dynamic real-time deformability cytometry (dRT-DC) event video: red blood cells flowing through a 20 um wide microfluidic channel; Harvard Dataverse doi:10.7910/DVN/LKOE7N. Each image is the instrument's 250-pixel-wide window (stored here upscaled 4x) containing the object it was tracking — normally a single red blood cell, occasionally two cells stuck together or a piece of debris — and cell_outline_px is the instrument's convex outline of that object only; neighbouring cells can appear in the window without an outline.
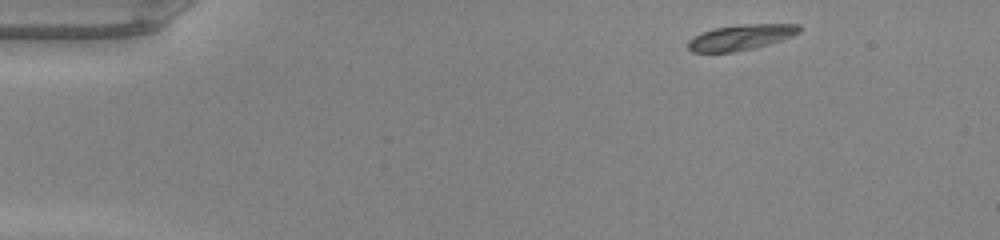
{"species": "common noctule bat (a hibernating species)", "species_latin": "Nyctalus noctula", "temperature_condition": "warm", "stored_images_in_passage": 43, "camera_frame_rate_fps": 3000, "um_per_image_px": 0.085, "animal": {"sex": "male", "body_mass_g": 20.0, "forearm_length_mm": 53.3}, "frame": {"image": 1, "passage_image": 1, "time_ms": 0.0, "image_size_px": [1000, 240], "cell_outline_px": [[800, 32], [792, 36], [756, 48], [732, 52], [692, 52], [688, 48], [688, 40], [692, 36], [712, 28], [748, 24], [800, 24]], "centroid_in_image_um": [62.95, 3.17], "position_along_channel_um": 22.1, "area_um2": 16.53}}
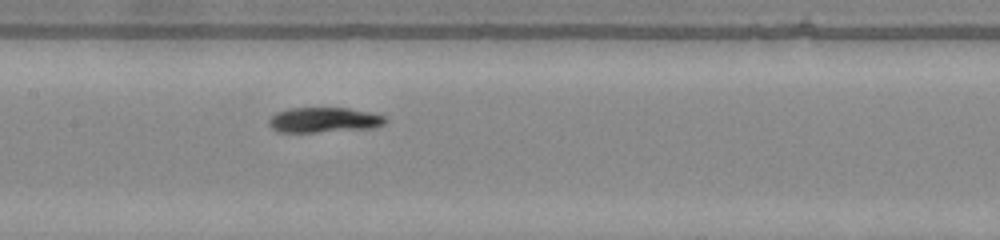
{"frame": {"image": 2, "passage_image": 19, "time_ms": 6.0, "image_size_px": [1000, 240], "cell_outline_px": [[388, 120], [384, 124], [376, 128], [316, 132], [276, 132], [268, 124], [268, 120], [276, 112], [288, 108], [348, 108], [368, 112], [384, 116]], "centroid_in_image_um": [27.52, 10.2], "position_along_channel_um": 179.9, "area_um2": 17.17}}
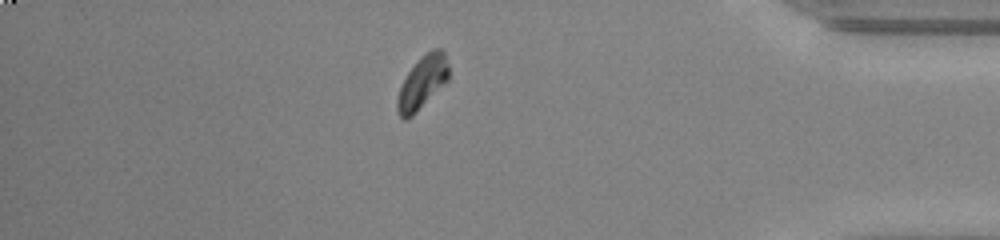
{"frame": {"image": 3, "passage_image": 37, "time_ms": 12.0, "image_size_px": [1000, 240], "cell_outline_px": [[448, 80], [412, 116], [404, 120], [400, 116], [396, 108], [396, 100], [400, 88], [408, 72], [420, 56], [432, 48], [440, 48], [444, 52], [448, 64]], "centroid_in_image_um": [35.89, 6.98], "position_along_channel_um": 399.3, "area_um2": 15.66}, "authors_computed_cell_mechanics": {"area_um2": 16.8776, "velocity_mm_per_s": 4.2159, "shape_relaxation_time_tau1_ms": 2.2075, "shape_relaxation_time_tau2_ms": 3.446, "deformation_change_tau1": 0.1592, "deformation_change_tau2": 0.071}}